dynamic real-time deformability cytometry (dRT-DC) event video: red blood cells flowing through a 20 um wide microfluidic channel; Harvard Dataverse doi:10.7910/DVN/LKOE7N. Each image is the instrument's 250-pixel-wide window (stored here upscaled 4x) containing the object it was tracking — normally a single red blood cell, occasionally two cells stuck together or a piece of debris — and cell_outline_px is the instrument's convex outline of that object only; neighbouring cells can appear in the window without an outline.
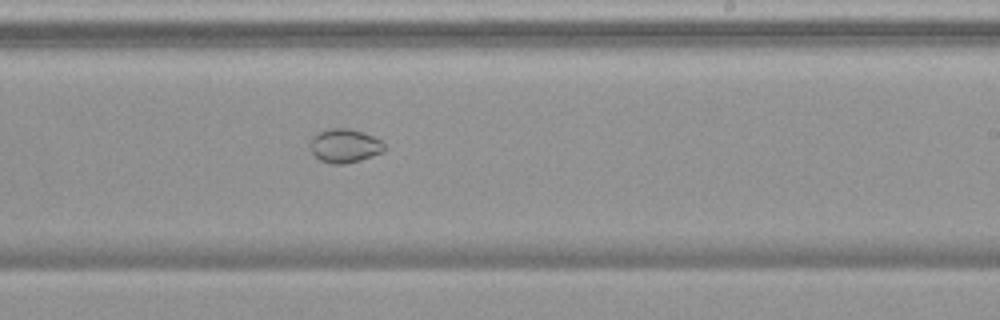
{"species": "common noctule bat (a hibernating species)", "species_latin": "Nyctalus noctula", "temperature_condition": "warm", "stored_images_in_passage": 51, "segment_of_instrument_passage": [2, 2], "camera_frame_rate_fps": 3000, "um_per_image_px": 0.085, "animal": {"sex": "female", "body_mass_g": 19.9}, "frame": {"image": 1, "passage_image": 33, "time_ms": 10.667, "image_size_px": [1000, 320], "cell_outline_px": [[384, 152], [360, 160], [344, 164], [332, 164], [320, 160], [312, 152], [308, 144], [312, 136], [316, 132], [328, 128], [348, 128], [364, 132], [380, 140], [384, 144]], "centroid_in_image_um": [29.26, 12.38], "position_along_channel_um": 259.7, "area_um2": 14.8}}
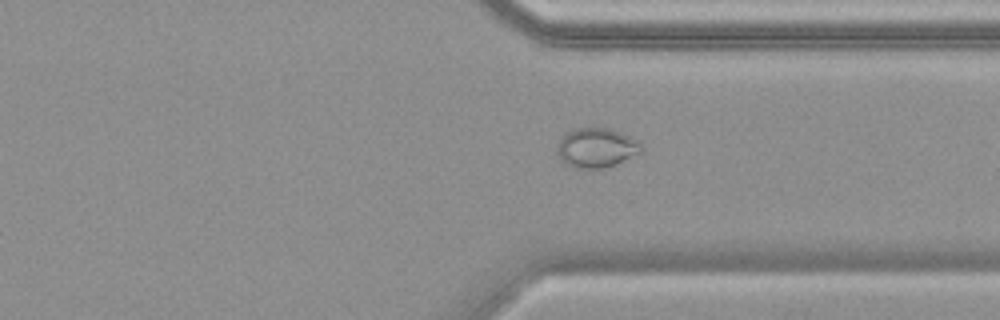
{"frame": {"image": 2, "passage_image": 41, "time_ms": 13.333, "image_size_px": [1000, 320], "cell_outline_px": [[640, 152], [616, 164], [604, 168], [572, 168], [564, 164], [560, 160], [556, 152], [556, 148], [560, 140], [568, 132], [576, 128], [608, 128], [620, 132], [636, 140], [640, 144]], "centroid_in_image_um": [50.63, 12.58], "position_along_channel_um": 360.8, "area_um2": 19.19}}
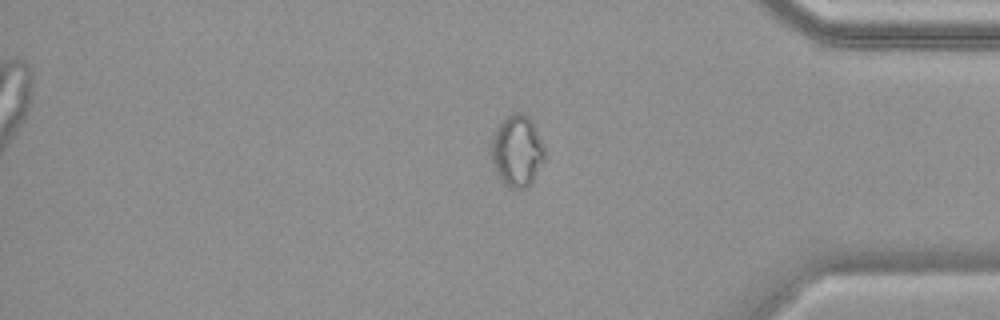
{"frame": {"image": 3, "passage_image": 45, "time_ms": 14.667, "image_size_px": [1000, 320], "cell_outline_px": [[544, 160], [528, 188], [508, 188], [500, 180], [492, 164], [492, 136], [496, 128], [512, 112], [524, 112], [532, 120], [544, 144]], "centroid_in_image_um": [43.96, 12.82], "position_along_channel_um": 391.2, "area_um2": 22.31}}